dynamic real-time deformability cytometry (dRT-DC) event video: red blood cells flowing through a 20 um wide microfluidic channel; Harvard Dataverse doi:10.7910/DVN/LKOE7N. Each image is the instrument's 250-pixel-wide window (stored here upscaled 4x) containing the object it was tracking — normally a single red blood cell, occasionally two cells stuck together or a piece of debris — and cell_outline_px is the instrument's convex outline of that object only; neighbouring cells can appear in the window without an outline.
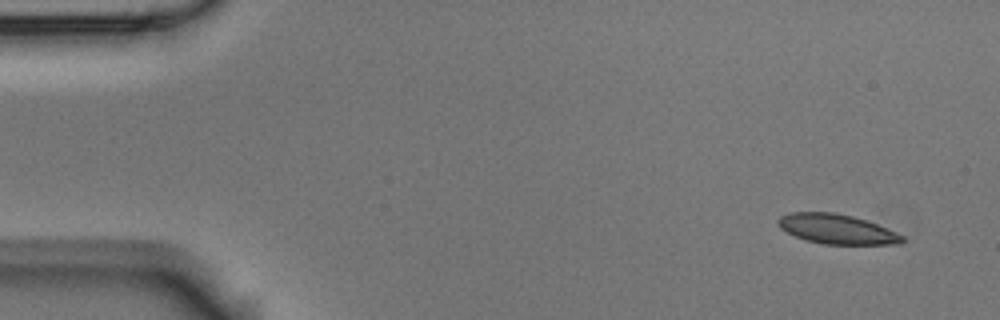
{"species": "Egyptian fruit bat (a non-hibernating species)", "species_latin": "Rousettus aegyptiacus", "temperature_condition": "room temperature", "stored_images_in_passage": 5, "camera_frame_rate_fps": 3000, "um_per_image_px": 0.085, "animal": {"sex": "male"}, "frame": {"image": 1, "passage_image": 1, "time_ms": 0.0, "image_size_px": [1000, 320], "cell_outline_px": [[908, 240], [900, 244], [824, 244], [804, 240], [780, 228], [776, 224], [776, 220], [780, 216], [788, 212], [836, 212], [868, 220], [896, 232], [904, 236]], "centroid_in_image_um": [71.14, 19.46], "position_along_channel_um": 13.9, "area_um2": 21.79}}
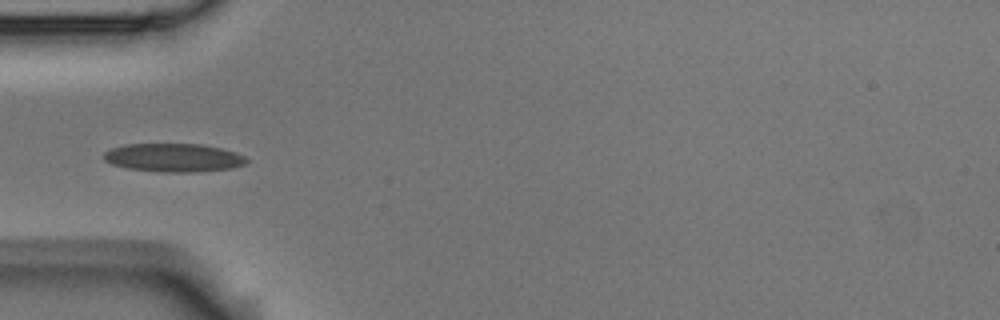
{"frame": {"image": 2, "passage_image": 5, "time_ms": 1.333, "image_size_px": [1000, 320], "cell_outline_px": [[248, 164], [232, 168], [196, 172], [160, 172], [128, 168], [112, 164], [104, 160], [100, 156], [104, 152], [112, 148], [124, 144], [200, 144], [220, 148], [236, 152], [244, 156], [248, 160]], "centroid_in_image_um": [14.75, 13.4], "position_along_channel_um": 70.3, "area_um2": 23.81}}